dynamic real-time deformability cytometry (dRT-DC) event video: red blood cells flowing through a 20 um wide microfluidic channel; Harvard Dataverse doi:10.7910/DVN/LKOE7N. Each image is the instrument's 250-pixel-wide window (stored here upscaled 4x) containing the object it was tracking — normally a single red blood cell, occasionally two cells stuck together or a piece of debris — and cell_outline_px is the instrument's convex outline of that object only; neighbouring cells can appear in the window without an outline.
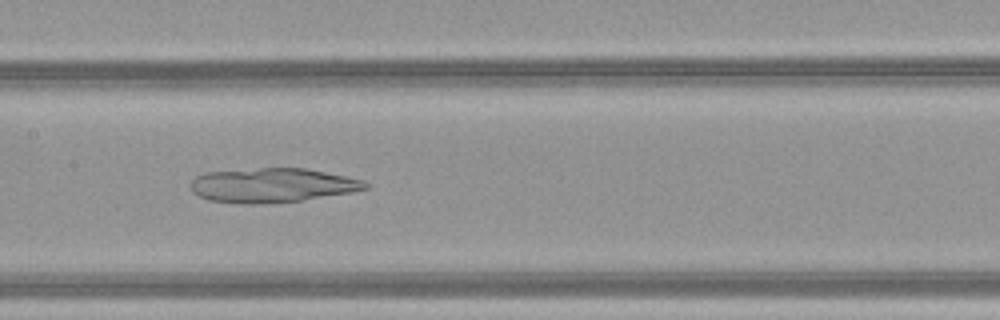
{"species": "common noctule bat (a hibernating species)", "species_latin": "Nyctalus noctula", "temperature_condition": "warm", "stored_images_in_passage": 48, "camera_frame_rate_fps": 3000, "um_per_image_px": 0.085, "animal": {"sex": "female", "body_mass_g": 21.9}, "frame": {"image": 1, "passage_image": 24, "time_ms": 7.667, "image_size_px": [1000, 320], "cell_outline_px": [[368, 188], [352, 192], [300, 200], [264, 204], [244, 204], [208, 200], [192, 192], [192, 180], [196, 176], [204, 172], [260, 168], [304, 168], [364, 180], [368, 184]], "centroid_in_image_um": [23.11, 15.75], "position_along_channel_um": 184.3, "area_um2": 34.74}}
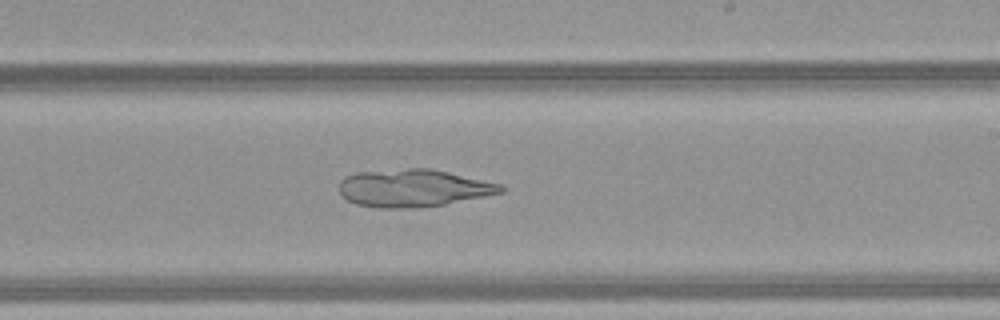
{"frame": {"image": 2, "passage_image": 29, "time_ms": 9.333, "image_size_px": [1000, 320], "cell_outline_px": [[508, 188], [504, 192], [444, 204], [408, 208], [380, 208], [356, 204], [348, 200], [340, 192], [340, 180], [344, 176], [356, 172], [408, 168], [428, 168], [448, 172], [504, 184]], "centroid_in_image_um": [35.16, 15.97], "position_along_channel_um": 253.8, "area_um2": 35.37}}
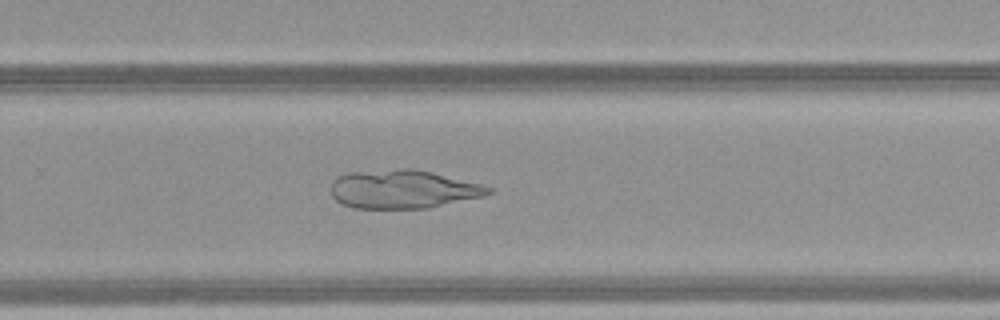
{"frame": {"image": 3, "passage_image": 32, "time_ms": 10.333, "image_size_px": [1000, 320], "cell_outline_px": [[492, 192], [484, 196], [428, 208], [352, 208], [336, 200], [332, 196], [332, 180], [336, 176], [348, 172], [400, 168], [412, 168], [432, 172], [480, 184], [492, 188]], "centroid_in_image_um": [34.23, 16.07], "position_along_channel_um": 295.6, "area_um2": 35.37}}